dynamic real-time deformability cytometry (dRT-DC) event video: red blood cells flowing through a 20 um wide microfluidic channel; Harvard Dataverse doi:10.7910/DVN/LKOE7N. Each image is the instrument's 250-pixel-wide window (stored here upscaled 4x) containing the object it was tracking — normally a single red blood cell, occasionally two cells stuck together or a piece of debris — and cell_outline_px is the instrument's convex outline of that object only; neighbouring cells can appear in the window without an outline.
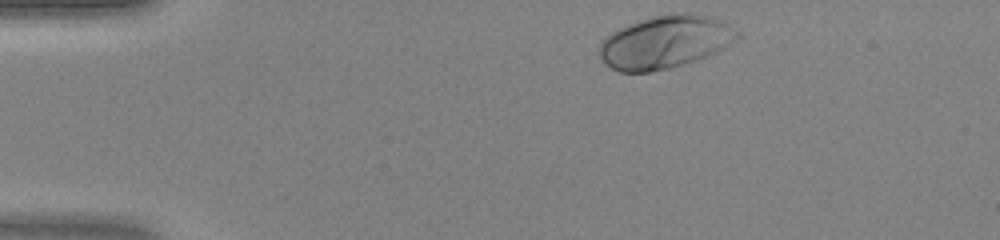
{"species": "human", "species_latin": "Homo sapiens", "temperature_condition": "warm", "stored_images_in_passage": 33, "camera_frame_rate_fps": 3000, "um_per_image_px": 0.085, "donor": {"sex": "female"}, "frame": {"image": 1, "passage_image": 1, "time_ms": 0.0, "image_size_px": [1000, 240], "cell_outline_px": [[744, 36], [724, 48], [716, 52], [696, 60], [684, 64], [668, 68], [648, 72], [620, 72], [604, 64], [600, 56], [600, 44], [604, 36], [628, 24], [640, 20], [656, 16], [684, 12], [688, 12], [712, 16], [728, 24], [740, 32]], "centroid_in_image_um": [56.57, 3.56], "position_along_channel_um": 28.4, "area_um2": 42.66}}
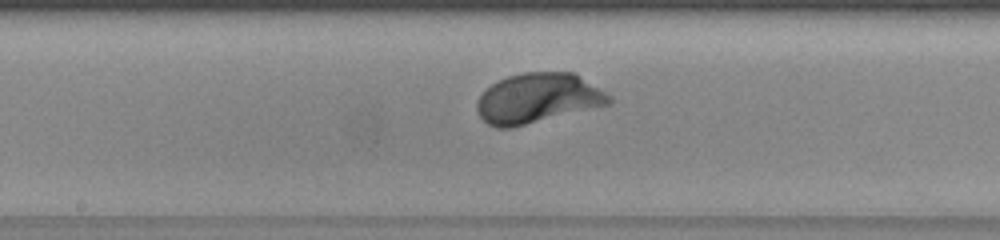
{"frame": {"image": 2, "passage_image": 18, "time_ms": 5.667, "image_size_px": [1000, 240], "cell_outline_px": [[612, 104], [512, 128], [496, 128], [488, 124], [480, 116], [476, 108], [476, 104], [480, 96], [492, 84], [508, 76], [524, 72], [572, 72], [612, 96]], "centroid_in_image_um": [45.73, 8.37], "position_along_channel_um": 202.5, "area_um2": 38.32}}
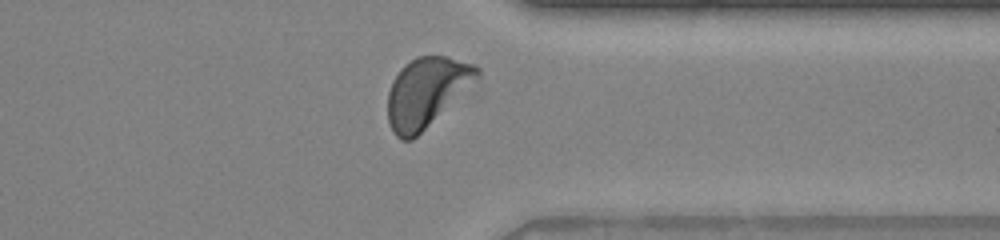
{"frame": {"image": 3, "passage_image": 30, "time_ms": 9.667, "image_size_px": [1000, 240], "cell_outline_px": [[480, 76], [412, 140], [400, 140], [392, 132], [388, 120], [388, 92], [392, 80], [400, 68], [404, 64], [416, 56], [448, 56], [476, 64], [480, 68]], "centroid_in_image_um": [36.22, 7.8], "position_along_channel_um": 375.2, "area_um2": 35.84}}